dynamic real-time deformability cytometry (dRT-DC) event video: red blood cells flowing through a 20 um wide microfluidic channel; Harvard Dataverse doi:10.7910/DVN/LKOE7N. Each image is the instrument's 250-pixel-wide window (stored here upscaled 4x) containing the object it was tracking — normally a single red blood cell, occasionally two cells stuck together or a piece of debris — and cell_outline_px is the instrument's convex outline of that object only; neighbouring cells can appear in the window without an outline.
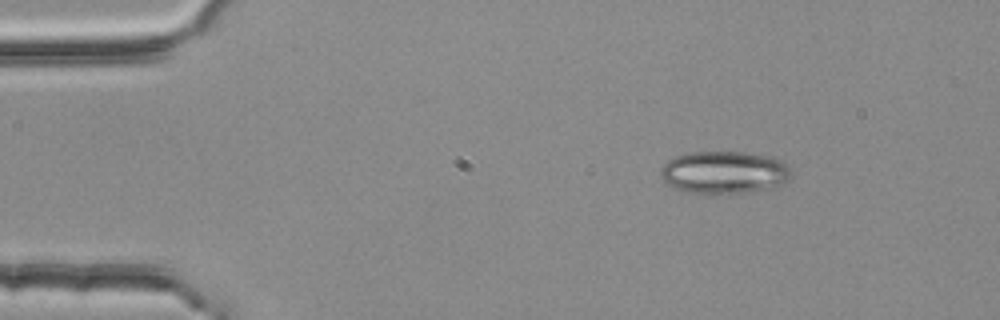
{"species": "common noctule bat (a hibernating species)", "species_latin": "Nyctalus noctula", "temperature_condition": "room temperature", "stored_images_in_passage": 3, "camera_frame_rate_fps": 3000, "um_per_image_px": 0.085, "animal": {"sex": "female", "body_mass_g": 25.1}, "frame": {"image": 1, "passage_image": 1, "time_ms": 0.0, "image_size_px": [1000, 320], "cell_outline_px": [[788, 180], [772, 188], [748, 192], [688, 192], [676, 188], [668, 184], [660, 176], [660, 168], [668, 160], [676, 156], [692, 152], [744, 152], [772, 156], [780, 160], [788, 168]], "centroid_in_image_um": [61.53, 14.63], "position_along_channel_um": 23.5, "area_um2": 31.79}}